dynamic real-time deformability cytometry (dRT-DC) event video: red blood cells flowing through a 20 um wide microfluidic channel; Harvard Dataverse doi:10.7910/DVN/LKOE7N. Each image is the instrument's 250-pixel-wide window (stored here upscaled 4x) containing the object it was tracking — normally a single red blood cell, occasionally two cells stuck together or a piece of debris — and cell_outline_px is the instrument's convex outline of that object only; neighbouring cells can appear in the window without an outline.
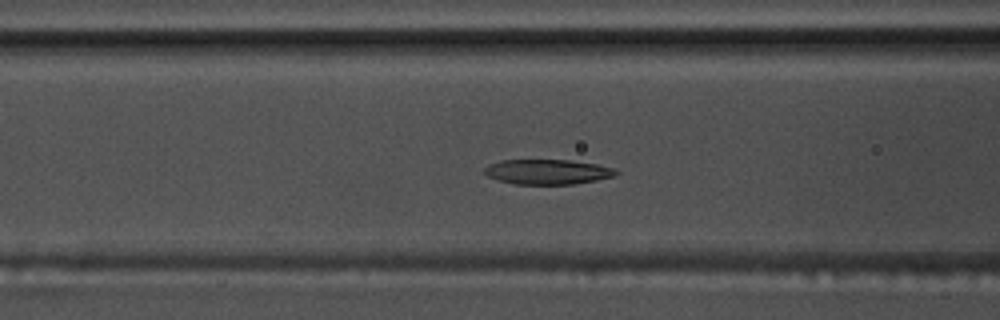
{"species": "common noctule bat (a hibernating species)", "species_latin": "Nyctalus noctula", "temperature_condition": "warm", "stored_images_in_passage": 57, "segment_of_instrument_passage": [1, 2], "camera_frame_rate_fps": 3000, "um_per_image_px": 0.085, "animal": {"sex": "male", "body_mass_g": 17.5, "forearm_length_mm": 52.3}, "frame": {"image": 1, "passage_image": 23, "time_ms": 7.333, "image_size_px": [1000, 320], "cell_outline_px": [[620, 172], [616, 176], [596, 180], [572, 184], [516, 184], [500, 180], [488, 176], [484, 172], [484, 168], [488, 164], [500, 160], [572, 160], [596, 164], [616, 168]], "centroid_in_image_um": [46.58, 14.59], "position_along_channel_um": 120.0, "area_um2": 19.19}}
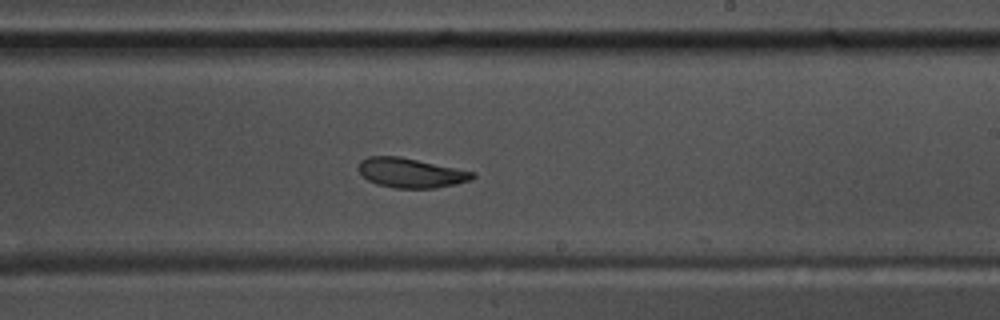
{"frame": {"image": 2, "passage_image": 34, "time_ms": 11.0, "image_size_px": [1000, 320], "cell_outline_px": [[476, 176], [472, 180], [456, 184], [436, 188], [396, 188], [376, 184], [368, 180], [356, 168], [360, 160], [368, 156], [400, 156], [476, 172]], "centroid_in_image_um": [34.93, 14.69], "position_along_channel_um": 254.1, "area_um2": 19.88}}
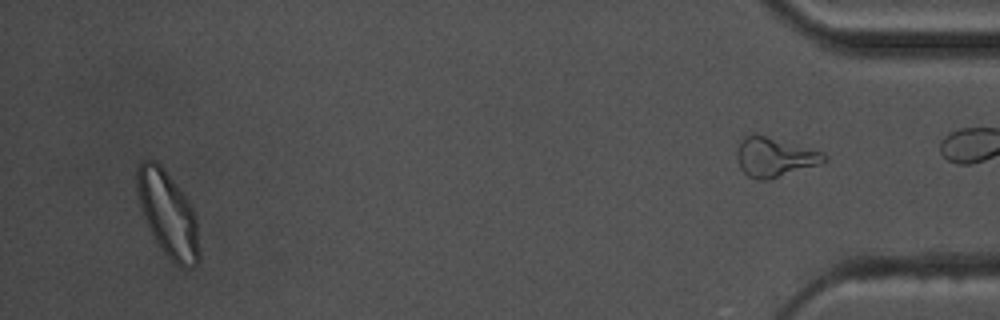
{"frame": {"image": 3, "passage_image": 54, "time_ms": 17.667, "image_size_px": [1000, 320], "cell_outline_px": [[200, 260], [192, 268], [180, 268], [160, 248], [140, 208], [136, 192], [136, 168], [140, 160], [156, 160], [164, 168], [188, 200], [196, 216], [200, 252]], "centroid_in_image_um": [14.27, 18.18], "position_along_channel_um": 420.9, "area_um2": 31.1}}